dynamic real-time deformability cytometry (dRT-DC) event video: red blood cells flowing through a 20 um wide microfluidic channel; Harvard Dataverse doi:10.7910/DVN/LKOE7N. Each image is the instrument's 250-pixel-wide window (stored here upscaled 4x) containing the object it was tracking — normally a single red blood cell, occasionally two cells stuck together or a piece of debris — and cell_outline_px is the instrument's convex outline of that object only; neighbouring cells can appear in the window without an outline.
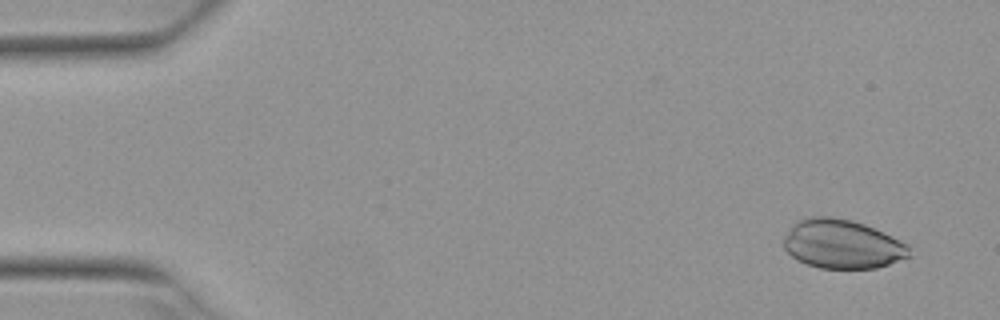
{"species": "Egyptian fruit bat (a non-hibernating species)", "species_latin": "Rousettus aegyptiacus", "temperature_condition": "warm", "stored_images_in_passage": 6, "camera_frame_rate_fps": 3000, "um_per_image_px": 0.085, "animal": {"sex": "female"}, "frame": {"image": 1, "passage_image": 2, "time_ms": 0.333, "image_size_px": [1000, 320], "cell_outline_px": [[912, 248], [908, 256], [888, 264], [876, 268], [820, 268], [796, 260], [784, 248], [784, 236], [792, 224], [796, 220], [808, 216], [832, 216], [852, 220], [864, 224], [908, 244]], "centroid_in_image_um": [71.55, 20.73], "position_along_channel_um": 13.5, "area_um2": 35.84}}